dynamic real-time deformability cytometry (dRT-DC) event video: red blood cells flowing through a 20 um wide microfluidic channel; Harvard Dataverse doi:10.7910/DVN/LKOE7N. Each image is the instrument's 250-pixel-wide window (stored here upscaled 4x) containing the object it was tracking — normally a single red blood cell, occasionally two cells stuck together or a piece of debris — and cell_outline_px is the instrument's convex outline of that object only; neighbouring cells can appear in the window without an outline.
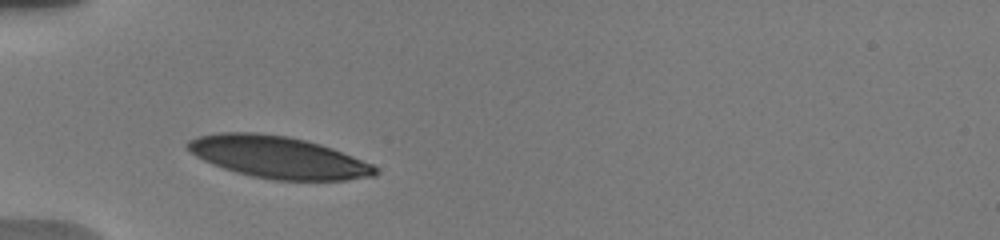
{"species": "human", "species_latin": "Homo sapiens", "temperature_condition": "warm", "stored_images_in_passage": 29, "camera_frame_rate_fps": 3000, "um_per_image_px": 0.085, "donor": {"sex": "male"}, "frame": {"image": 1, "passage_image": 1, "time_ms": 0.0, "image_size_px": [1000, 240], "cell_outline_px": [[380, 172], [376, 176], [348, 180], [276, 180], [252, 176], [236, 172], [212, 164], [196, 156], [184, 144], [188, 140], [196, 136], [216, 132], [252, 132], [288, 136], [320, 144], [332, 148], [372, 164]], "centroid_in_image_um": [23.63, 13.36], "position_along_channel_um": 61.4, "area_um2": 45.84}}
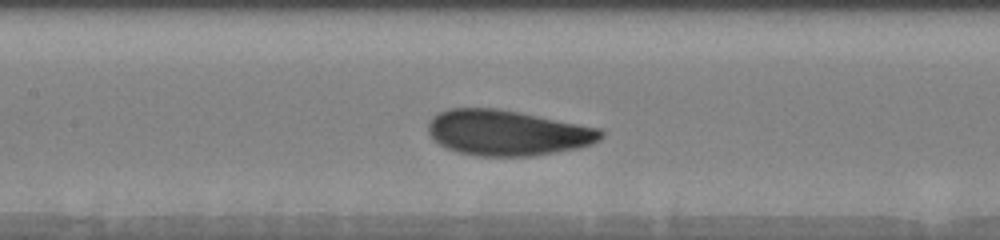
{"frame": {"image": 2, "passage_image": 9, "time_ms": 3.0, "image_size_px": [1000, 240], "cell_outline_px": [[604, 136], [600, 140], [592, 144], [576, 148], [556, 152], [532, 156], [476, 156], [456, 152], [432, 140], [428, 132], [428, 124], [432, 116], [436, 112], [448, 108], [496, 108], [520, 112], [600, 128], [604, 132]], "centroid_in_image_um": [43.1, 11.28], "position_along_channel_um": 164.3, "area_um2": 46.12}}
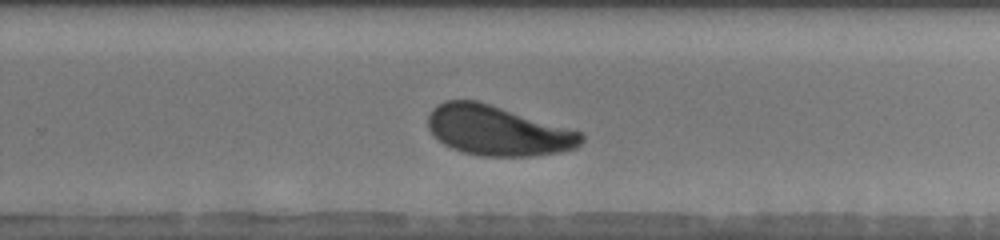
{"frame": {"image": 3, "passage_image": 20, "time_ms": 6.333, "image_size_px": [1000, 240], "cell_outline_px": [[584, 140], [576, 148], [560, 152], [532, 156], [480, 156], [464, 152], [452, 148], [444, 144], [428, 128], [428, 116], [432, 108], [436, 104], [444, 100], [476, 100], [580, 132], [584, 136]], "centroid_in_image_um": [42.27, 11.11], "position_along_channel_um": 287.5, "area_um2": 44.04}, "authors_computed_cell_mechanics": {"area_um2": 45.8354, "velocity_mm_per_s": 3.7076, "shape_relaxation_time_tau1_ms": 2.8682, "shape_relaxation_time_tau2_ms": null, "deformation_change_tau1": 0.1414, "deformation_change_tau2": null}}